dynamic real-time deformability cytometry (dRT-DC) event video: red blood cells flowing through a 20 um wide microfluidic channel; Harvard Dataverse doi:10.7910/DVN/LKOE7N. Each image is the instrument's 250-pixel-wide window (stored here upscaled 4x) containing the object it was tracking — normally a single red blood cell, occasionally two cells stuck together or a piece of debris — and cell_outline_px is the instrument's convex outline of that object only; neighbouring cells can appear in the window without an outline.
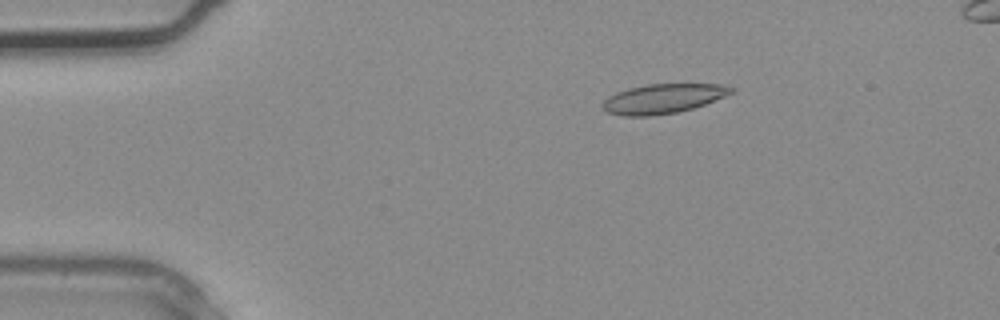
{"species": "common noctule bat (a hibernating species)", "species_latin": "Nyctalus noctula", "temperature_condition": "warm", "stored_images_in_passage": 3, "camera_frame_rate_fps": 3000, "um_per_image_px": 0.085, "animal": {"sex": "male", "body_mass_g": 20.4}, "frame": {"image": 1, "passage_image": 1, "time_ms": 0.0, "image_size_px": [1000, 320], "cell_outline_px": [[736, 92], [704, 104], [692, 108], [676, 112], [648, 116], [624, 116], [608, 112], [600, 104], [608, 96], [616, 92], [628, 88], [648, 84], [724, 84], [736, 88]], "centroid_in_image_um": [56.38, 8.37], "position_along_channel_um": 28.6, "area_um2": 22.14}}